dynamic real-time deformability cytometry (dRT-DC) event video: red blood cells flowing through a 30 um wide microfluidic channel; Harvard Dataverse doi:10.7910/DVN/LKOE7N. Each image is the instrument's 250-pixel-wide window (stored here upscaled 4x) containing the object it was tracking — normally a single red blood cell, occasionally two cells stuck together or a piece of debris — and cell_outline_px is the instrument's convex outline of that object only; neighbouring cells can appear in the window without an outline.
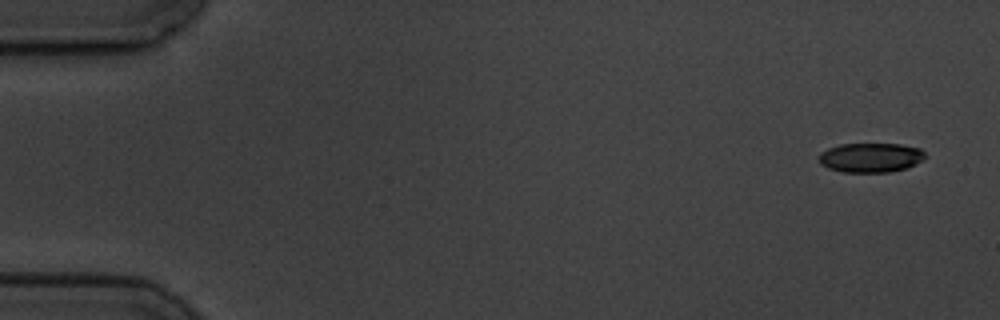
{"species": "common noctule bat (a hibernating species)", "species_latin": "Nyctalus noctula", "temperature_condition": "cold", "stored_images_in_passage": 5, "camera_frame_rate_fps": 3000, "um_per_image_px": 0.085, "animal": {"sex": "male", "body_mass_g": 19.5, "forearm_length_mm": 54.6}, "frame": {"image": 1, "passage_image": 1, "time_ms": 0.0, "image_size_px": [1000, 320], "cell_outline_px": [[928, 156], [924, 160], [916, 164], [904, 168], [888, 172], [844, 172], [828, 168], [820, 164], [820, 152], [828, 148], [840, 144], [900, 144], [920, 148]], "centroid_in_image_um": [74.03, 13.39], "position_along_channel_um": 11.0, "area_um2": 18.26}}